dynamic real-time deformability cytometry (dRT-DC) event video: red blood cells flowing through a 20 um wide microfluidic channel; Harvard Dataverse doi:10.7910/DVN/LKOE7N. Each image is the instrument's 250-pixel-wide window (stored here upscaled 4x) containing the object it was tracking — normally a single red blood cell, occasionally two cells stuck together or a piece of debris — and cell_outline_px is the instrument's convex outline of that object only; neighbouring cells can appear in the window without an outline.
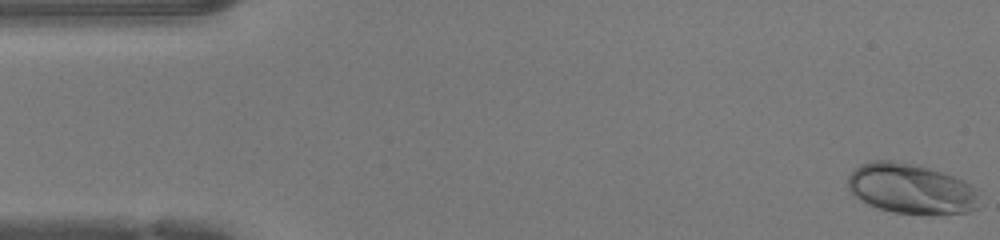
{"species": "human", "species_latin": "Homo sapiens", "temperature_condition": "warm", "stored_images_in_passage": 47, "camera_frame_rate_fps": 3000, "um_per_image_px": 0.085, "donor": {"sex": "female"}, "frame": {"image": 1, "passage_image": 1, "time_ms": 0.0, "image_size_px": [1000, 240], "cell_outline_px": [[984, 204], [968, 212], [932, 216], [892, 212], [868, 204], [852, 196], [848, 188], [848, 176], [860, 164], [872, 160], [892, 160], [912, 164], [928, 168], [964, 180], [980, 188]], "centroid_in_image_um": [77.54, 16.08], "position_along_channel_um": 7.5, "area_um2": 39.59}}
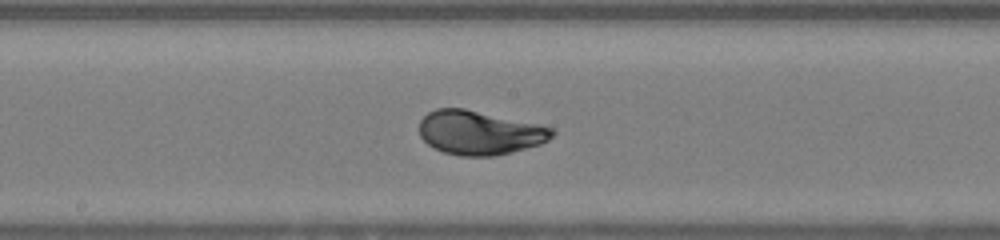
{"frame": {"image": 2, "passage_image": 24, "time_ms": 7.667, "image_size_px": [1000, 240], "cell_outline_px": [[556, 132], [548, 140], [540, 144], [512, 152], [496, 156], [460, 156], [444, 152], [428, 144], [420, 136], [420, 120], [428, 112], [436, 108], [464, 108], [540, 124], [552, 128]], "centroid_in_image_um": [40.77, 11.27], "position_along_channel_um": 207.4, "area_um2": 34.1}}
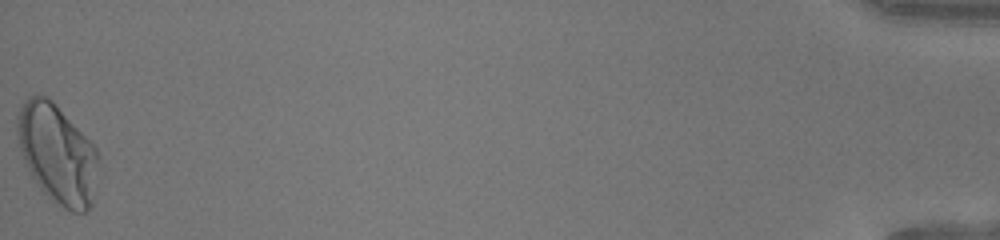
{"frame": {"image": 3, "passage_image": 47, "time_ms": 15.333, "image_size_px": [1000, 240], "cell_outline_px": [[100, 160], [92, 204], [84, 212], [72, 212], [64, 208], [52, 200], [40, 188], [32, 176], [20, 152], [16, 132], [16, 116], [24, 100], [28, 96], [48, 96], [56, 104], [96, 148], [100, 156]], "centroid_in_image_um": [4.87, 13.07], "position_along_channel_um": 430.3, "area_um2": 46.88}, "authors_computed_cell_mechanics": {"area_um2": 34.4488, "velocity_mm_per_s": 4.3113, "shape_relaxation_time_tau1_ms": 3.3456, "shape_relaxation_time_tau2_ms": null, "deformation_change_tau1": 0.1876, "deformation_change_tau2": null}}